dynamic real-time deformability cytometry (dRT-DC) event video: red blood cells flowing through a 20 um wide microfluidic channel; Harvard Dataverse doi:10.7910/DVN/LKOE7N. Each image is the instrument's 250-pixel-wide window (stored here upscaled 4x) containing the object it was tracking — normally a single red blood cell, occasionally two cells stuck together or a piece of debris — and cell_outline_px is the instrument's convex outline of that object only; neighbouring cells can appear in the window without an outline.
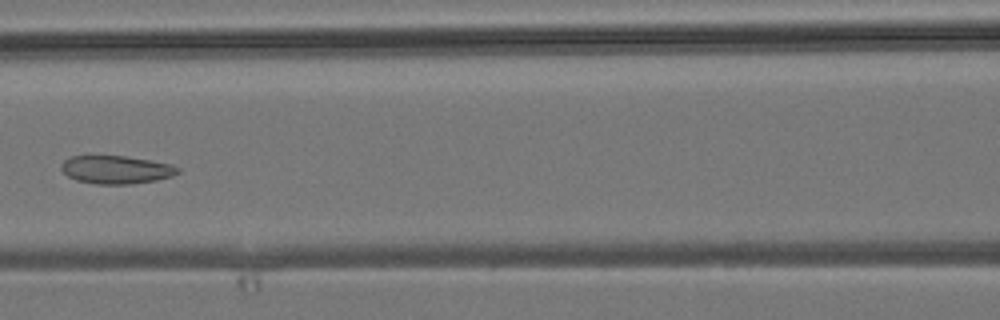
{"species": "common noctule bat (a hibernating species)", "species_latin": "Nyctalus noctula", "temperature_condition": "room temperature", "stored_images_in_passage": 6, "camera_frame_rate_fps": 3000, "um_per_image_px": 0.085, "animal": {"sex": "male", "body_mass_g": 19.2, "forearm_length_mm": 51.8}, "frame": {"image": 1, "passage_image": 6, "time_ms": 5.667, "image_size_px": [1000, 320], "cell_outline_px": [[180, 172], [172, 176], [156, 180], [132, 184], [96, 184], [76, 180], [68, 176], [60, 168], [60, 164], [64, 160], [72, 156], [124, 156], [172, 164], [180, 168]], "centroid_in_image_um": [9.88, 14.42], "position_along_channel_um": 156.7, "area_um2": 19.07}}